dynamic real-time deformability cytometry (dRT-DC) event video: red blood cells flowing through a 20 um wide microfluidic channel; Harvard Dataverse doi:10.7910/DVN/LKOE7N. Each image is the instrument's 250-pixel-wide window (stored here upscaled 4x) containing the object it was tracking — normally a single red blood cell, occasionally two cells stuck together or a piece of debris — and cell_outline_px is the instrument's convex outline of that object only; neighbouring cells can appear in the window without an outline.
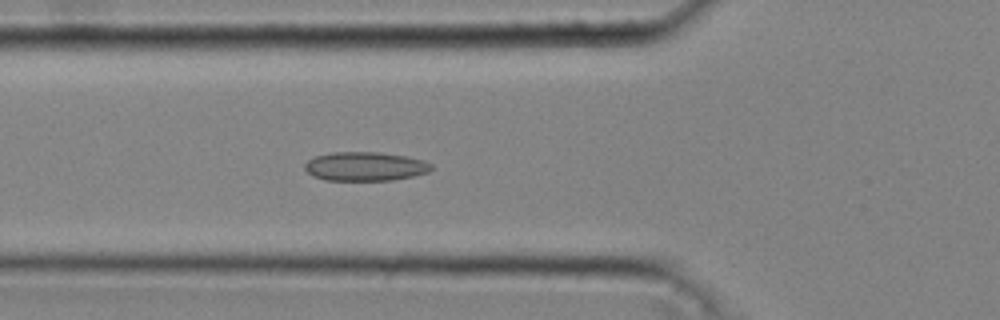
{"species": "common noctule bat (a hibernating species)", "species_latin": "Nyctalus noctula", "temperature_condition": "cold", "stored_images_in_passage": 43, "camera_frame_rate_fps": 3000, "um_per_image_px": 0.085, "animal": {"sex": "male", "body_mass_g": 20.4}, "frame": {"image": 1, "passage_image": 15, "time_ms": 4.667, "image_size_px": [1000, 320], "cell_outline_px": [[432, 168], [428, 172], [412, 176], [392, 180], [324, 180], [312, 176], [304, 168], [304, 164], [308, 160], [316, 156], [332, 152], [380, 152], [404, 156], [424, 160], [432, 164]], "centroid_in_image_um": [31.02, 14.14], "position_along_channel_um": 94.8, "area_um2": 21.33}}
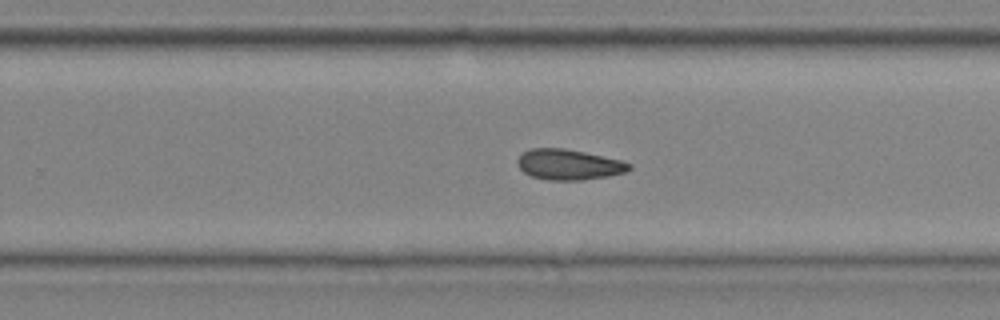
{"frame": {"image": 2, "passage_image": 28, "time_ms": 9.0, "image_size_px": [1000, 320], "cell_outline_px": [[632, 168], [624, 172], [608, 176], [580, 180], [548, 180], [532, 176], [524, 172], [520, 168], [516, 160], [524, 152], [532, 148], [564, 148], [584, 152], [620, 160], [632, 164]], "centroid_in_image_um": [48.34, 13.99], "position_along_channel_um": 281.5, "area_um2": 19.65}}
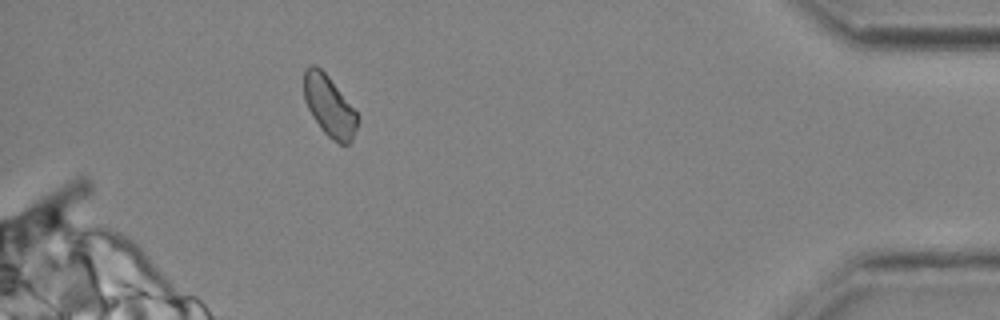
{"frame": {"image": 3, "passage_image": 40, "time_ms": 13.0, "image_size_px": [1000, 320], "cell_outline_px": [[360, 120], [352, 140], [348, 144], [340, 144], [332, 140], [320, 128], [312, 116], [304, 100], [304, 68], [308, 64], [316, 64], [328, 76], [356, 112]], "centroid_in_image_um": [27.97, 9.01], "position_along_channel_um": 407.2, "area_um2": 19.02}, "authors_computed_cell_mechanics": {"area_um2": 19.941, "velocity_mm_per_s": 4.3078, "shape_relaxation_time_tau1_ms": null, "shape_relaxation_time_tau2_ms": 4.7658, "deformation_change_tau1": null, "deformation_change_tau2": 0.0919}}